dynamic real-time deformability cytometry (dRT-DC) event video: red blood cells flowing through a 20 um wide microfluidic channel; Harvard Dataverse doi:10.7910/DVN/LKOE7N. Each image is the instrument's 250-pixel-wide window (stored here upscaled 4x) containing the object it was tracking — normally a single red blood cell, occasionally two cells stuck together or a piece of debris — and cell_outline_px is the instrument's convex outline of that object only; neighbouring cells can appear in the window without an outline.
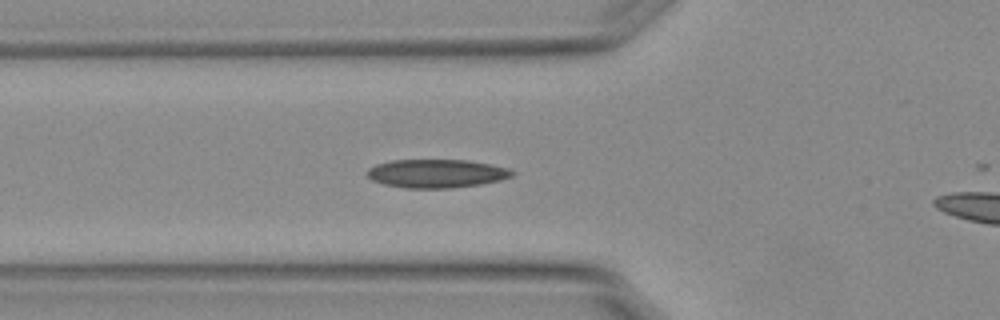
{"species": "Egyptian fruit bat (a non-hibernating species)", "species_latin": "Rousettus aegyptiacus", "temperature_condition": "warm", "stored_images_in_passage": 37, "camera_frame_rate_fps": 3000, "um_per_image_px": 0.085, "animal": {"sex": "female"}, "frame": {"image": 1, "passage_image": 11, "time_ms": 3.333, "image_size_px": [1000, 320], "cell_outline_px": [[516, 172], [512, 176], [500, 180], [480, 184], [452, 188], [404, 188], [384, 184], [372, 180], [364, 172], [368, 168], [376, 164], [392, 160], [468, 160], [508, 168]], "centroid_in_image_um": [37.07, 14.75], "position_along_channel_um": 88.7, "area_um2": 24.1}}
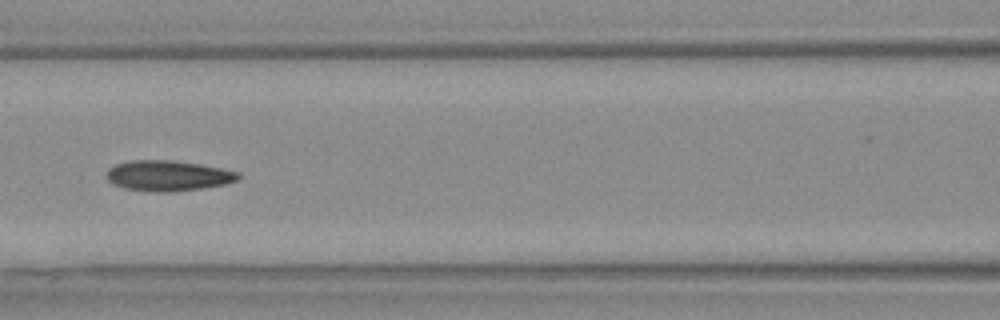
{"frame": {"image": 2, "passage_image": 16, "time_ms": 5.0, "image_size_px": [1000, 320], "cell_outline_px": [[240, 180], [224, 184], [200, 188], [172, 192], [152, 192], [124, 188], [108, 180], [108, 168], [116, 164], [132, 160], [172, 160], [200, 164], [240, 172]], "centroid_in_image_um": [14.31, 14.93], "position_along_channel_um": 152.3, "area_um2": 23.29}, "authors_computed_cell_mechanics": {"area_um2": 23.0622, "velocity_mm_per_s": 3.7777, "shape_relaxation_time_tau1_ms": 4.4229, "shape_relaxation_time_tau2_ms": 2.0964, "deformation_change_tau1": 0.1342, "deformation_change_tau2": 0.0773}}